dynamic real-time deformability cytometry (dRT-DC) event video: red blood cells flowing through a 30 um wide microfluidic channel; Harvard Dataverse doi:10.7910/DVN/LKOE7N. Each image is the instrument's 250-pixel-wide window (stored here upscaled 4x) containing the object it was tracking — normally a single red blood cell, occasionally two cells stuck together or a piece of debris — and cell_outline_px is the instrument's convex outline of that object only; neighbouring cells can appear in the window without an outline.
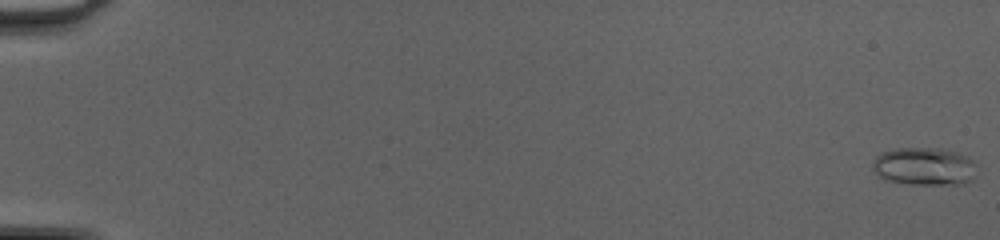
{"species": "common noctule bat (a hibernating species)", "species_latin": "Nyctalus noctula", "temperature_condition": "cold", "stored_images_in_passage": 51, "camera_frame_rate_fps": 3000, "um_per_image_px": 0.085, "animal": {"sex": "female", "body_mass_g": 20.0, "forearm_length_mm": 54.0}, "frame": {"image": 1, "passage_image": 1, "time_ms": 0.0, "image_size_px": [1000, 240], "cell_outline_px": [[976, 176], [972, 180], [964, 184], [908, 184], [888, 180], [880, 176], [872, 168], [872, 164], [876, 156], [880, 152], [892, 148], [940, 148], [956, 152], [968, 156], [976, 164]], "centroid_in_image_um": [78.59, 14.13], "position_along_channel_um": 6.4, "area_um2": 23.29}}
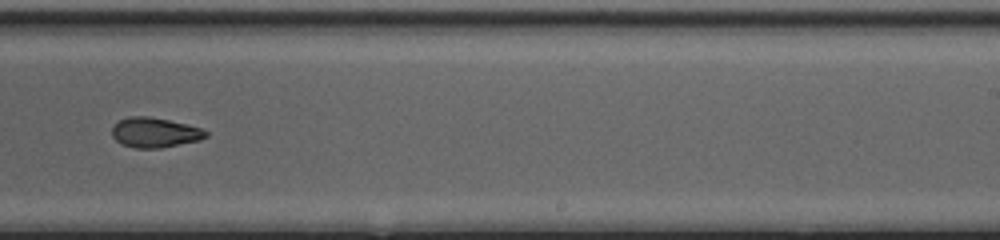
{"frame": {"image": 2, "passage_image": 34, "time_ms": 11.0, "image_size_px": [1000, 240], "cell_outline_px": [[208, 136], [200, 140], [160, 148], [136, 148], [120, 144], [112, 136], [112, 124], [128, 116], [148, 116], [168, 120], [200, 128], [208, 132]], "centroid_in_image_um": [13.11, 11.27], "position_along_channel_um": 275.9, "area_um2": 16.36}}
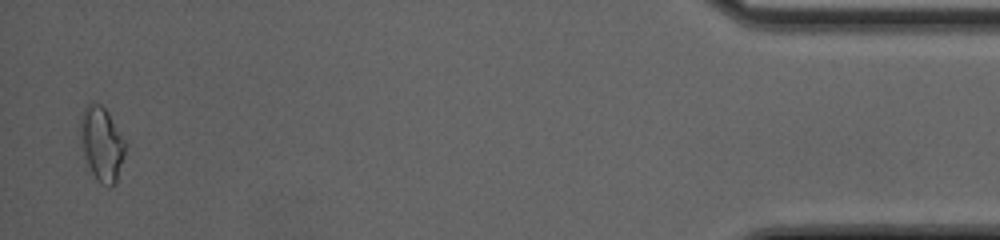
{"frame": {"image": 3, "passage_image": 50, "time_ms": 16.333, "image_size_px": [1000, 240], "cell_outline_px": [[128, 144], [116, 184], [112, 188], [108, 188], [100, 184], [96, 180], [84, 160], [80, 140], [80, 116], [84, 108], [92, 100], [100, 104], [108, 112]], "centroid_in_image_um": [8.65, 12.26], "position_along_channel_um": 426.5, "area_um2": 20.23}, "authors_computed_cell_mechanics": {"area_um2": 17.1088, "velocity_mm_per_s": 4.2561, "shape_relaxation_time_tau1_ms": null, "shape_relaxation_time_tau2_ms": 3.5827, "deformation_change_tau1": null, "deformation_change_tau2": 0.1018}}